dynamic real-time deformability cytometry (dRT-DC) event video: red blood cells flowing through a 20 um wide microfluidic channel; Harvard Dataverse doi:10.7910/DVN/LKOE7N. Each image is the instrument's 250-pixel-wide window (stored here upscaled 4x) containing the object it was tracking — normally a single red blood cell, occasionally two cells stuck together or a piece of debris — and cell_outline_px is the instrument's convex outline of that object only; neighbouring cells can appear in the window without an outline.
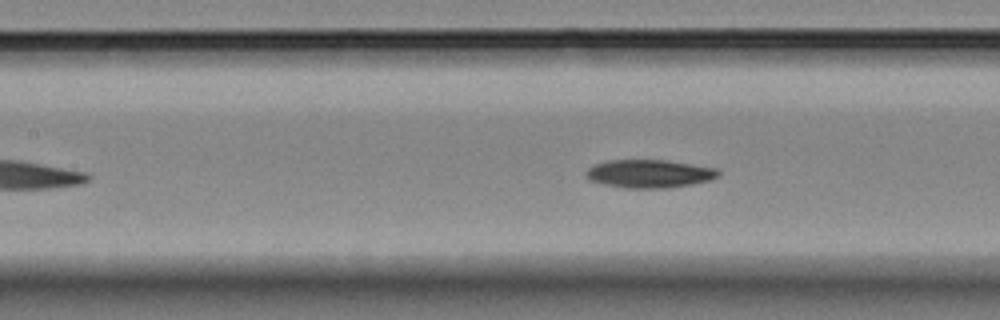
{"species": "Egyptian fruit bat (a non-hibernating species)", "species_latin": "Rousettus aegyptiacus", "temperature_condition": "room temperature", "stored_images_in_passage": 7, "segment_of_instrument_passage": [2, 2], "camera_frame_rate_fps": 3000, "um_per_image_px": 0.085, "animal": {"sex": "female"}, "frame": {"image": 1, "passage_image": 7, "time_ms": 7.0, "image_size_px": [1000, 320], "cell_outline_px": [[720, 176], [712, 180], [692, 184], [668, 188], [624, 188], [604, 184], [588, 180], [584, 172], [592, 164], [608, 160], [668, 160], [716, 168], [720, 172]], "centroid_in_image_um": [55.18, 14.76], "position_along_channel_um": 152.2, "area_um2": 22.02}}